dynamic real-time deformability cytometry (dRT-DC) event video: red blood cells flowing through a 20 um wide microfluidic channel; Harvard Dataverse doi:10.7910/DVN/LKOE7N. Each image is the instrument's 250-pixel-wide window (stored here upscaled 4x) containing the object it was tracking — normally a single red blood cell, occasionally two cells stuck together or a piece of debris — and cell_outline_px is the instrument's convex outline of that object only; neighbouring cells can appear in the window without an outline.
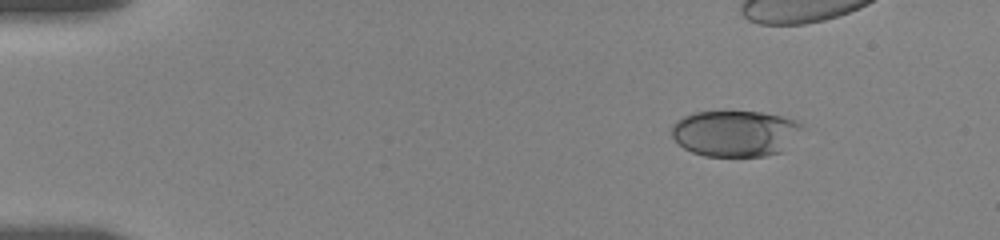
{"species": "human", "species_latin": "Homo sapiens", "temperature_condition": "room temperature", "stored_images_in_passage": 37, "camera_frame_rate_fps": 3000, "um_per_image_px": 0.085, "donor": {"sex": "female"}, "frame": {"image": 1, "passage_image": 5, "time_ms": 1.667, "image_size_px": [1000, 240], "cell_outline_px": [[804, 124], [784, 152], [764, 156], [704, 156], [692, 152], [684, 148], [672, 136], [672, 124], [676, 120], [684, 116], [696, 112], [760, 112], [780, 116], [796, 120]], "centroid_in_image_um": [62.49, 11.34], "position_along_channel_um": 22.5, "area_um2": 34.97}}
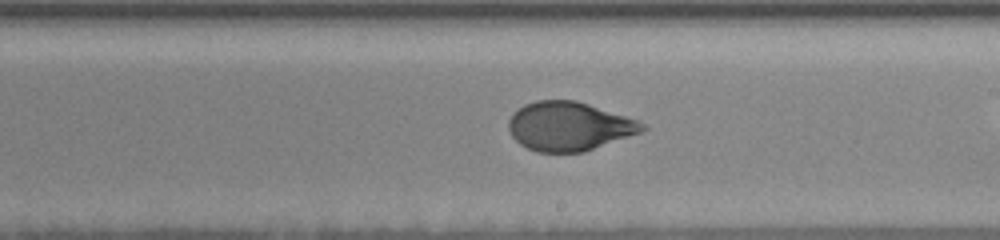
{"frame": {"image": 2, "passage_image": 27, "time_ms": 10.333, "image_size_px": [1000, 240], "cell_outline_px": [[648, 128], [640, 132], [584, 152], [536, 152], [520, 144], [512, 136], [508, 128], [508, 120], [524, 104], [536, 100], [576, 100], [636, 120], [644, 124]], "centroid_in_image_um": [48.34, 10.74], "position_along_channel_um": 240.7, "area_um2": 37.63}}
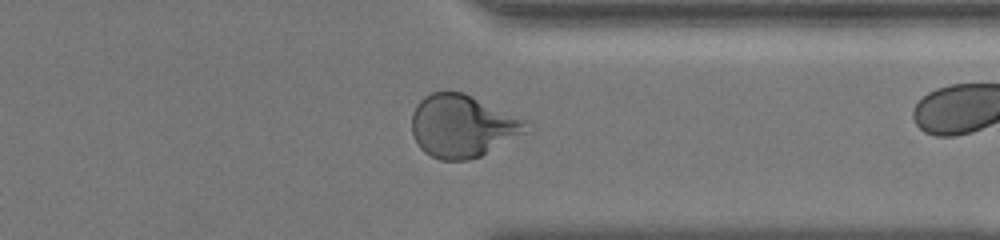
{"frame": {"image": 3, "passage_image": 36, "time_ms": 14.0, "image_size_px": [1000, 240], "cell_outline_px": [[536, 128], [532, 132], [480, 156], [468, 160], [440, 160], [424, 152], [420, 148], [412, 132], [412, 112], [416, 104], [424, 96], [432, 92], [464, 92], [528, 120]], "centroid_in_image_um": [39.41, 10.72], "position_along_channel_um": 372.0, "area_um2": 42.6}}